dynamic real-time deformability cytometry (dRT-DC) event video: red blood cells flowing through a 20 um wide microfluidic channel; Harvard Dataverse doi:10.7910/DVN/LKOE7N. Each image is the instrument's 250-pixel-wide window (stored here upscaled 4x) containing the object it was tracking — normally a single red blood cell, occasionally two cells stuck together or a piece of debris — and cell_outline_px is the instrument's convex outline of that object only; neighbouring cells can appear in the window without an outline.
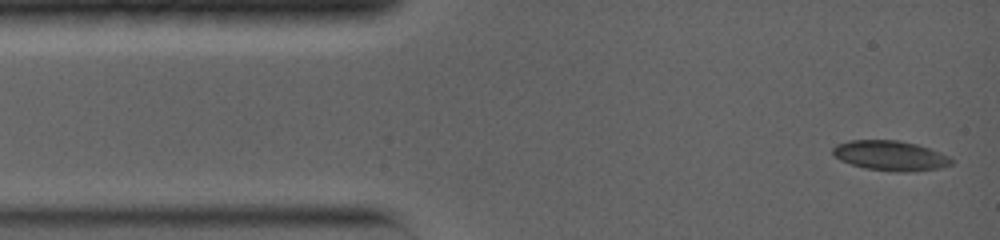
{"species": "common noctule bat (a hibernating species)", "species_latin": "Nyctalus noctula", "temperature_condition": "warm", "stored_images_in_passage": 24, "camera_frame_rate_fps": 5000, "um_per_image_px": 0.085, "animal": {"sex": "female", "body_mass_g": 19.0, "forearm_length_mm": 56.7}, "frame": {"image": 1, "passage_image": 1, "time_ms": 0.0, "image_size_px": [1000, 240], "cell_outline_px": [[952, 164], [940, 168], [912, 172], [896, 172], [864, 168], [840, 160], [832, 152], [832, 148], [836, 144], [848, 140], [900, 140], [916, 144], [940, 152], [948, 156], [952, 160]], "centroid_in_image_um": [75.67, 13.23], "position_along_channel_um": 9.3, "area_um2": 20.75}}
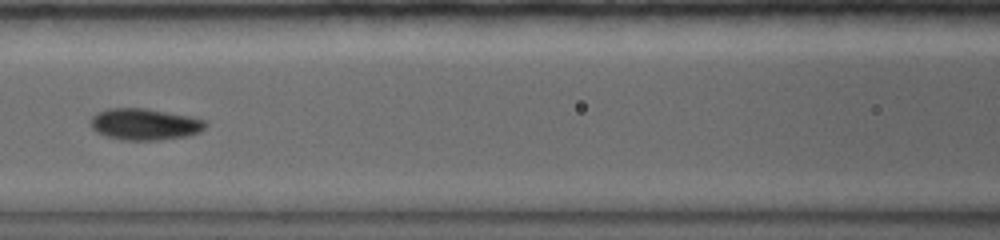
{"frame": {"image": 2, "passage_image": 10, "time_ms": 5.4, "image_size_px": [1000, 240], "cell_outline_px": [[208, 124], [200, 132], [188, 136], [160, 140], [120, 140], [96, 132], [88, 124], [92, 116], [96, 112], [108, 108], [144, 108], [188, 116], [208, 120]], "centroid_in_image_um": [12.29, 10.56], "position_along_channel_um": 154.3, "area_um2": 21.33}}
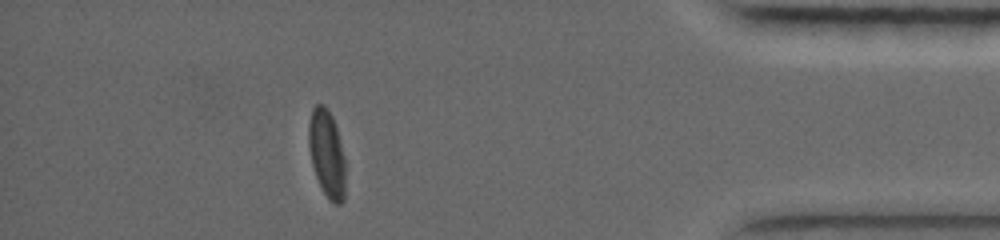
{"frame": {"image": 3, "passage_image": 22, "time_ms": 13.0, "image_size_px": [1000, 240], "cell_outline_px": [[344, 200], [340, 204], [336, 204], [328, 200], [316, 176], [312, 164], [308, 144], [308, 124], [312, 108], [316, 104], [324, 104], [328, 108], [336, 124], [344, 156]], "centroid_in_image_um": [27.77, 13.01], "position_along_channel_um": 407.4, "area_um2": 18.79}, "authors_computed_cell_mechanics": {"area_um2": 20.3167, "velocity_mm_per_s": 3.9204, "shape_relaxation_time_tau1_ms": 4.6347, "shape_relaxation_time_tau2_ms": 2.146, "deformation_change_tau1": 0.1401, "deformation_change_tau2": 0.0591}}